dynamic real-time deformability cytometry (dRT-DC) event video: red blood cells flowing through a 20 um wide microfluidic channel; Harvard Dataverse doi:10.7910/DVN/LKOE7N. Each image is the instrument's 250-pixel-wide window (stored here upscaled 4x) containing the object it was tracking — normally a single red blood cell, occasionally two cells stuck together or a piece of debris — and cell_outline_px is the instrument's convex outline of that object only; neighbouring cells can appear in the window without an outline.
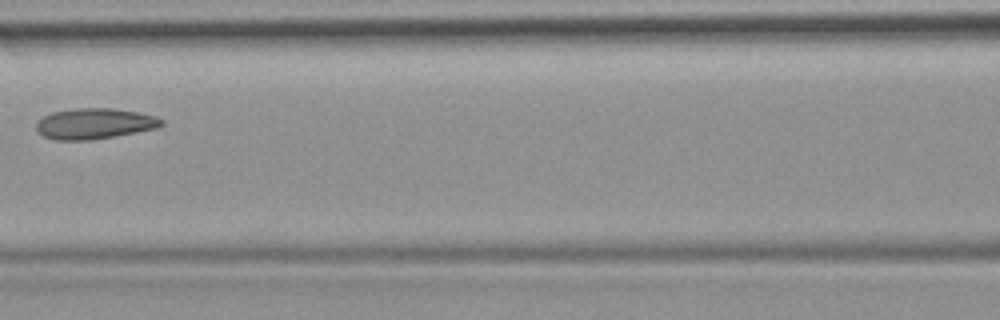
{"species": "common noctule bat (a hibernating species)", "species_latin": "Nyctalus noctula", "temperature_condition": "room temperature", "stored_images_in_passage": 6, "camera_frame_rate_fps": 3000, "um_per_image_px": 0.085, "animal": {"sex": "female", "body_mass_g": 19.9}, "frame": {"image": 1, "passage_image": 5, "time_ms": 4.667, "image_size_px": [1000, 320], "cell_outline_px": [[164, 124], [156, 128], [136, 132], [88, 140], [56, 140], [44, 136], [36, 132], [36, 120], [52, 112], [72, 108], [112, 108], [136, 112], [156, 116], [164, 120]], "centroid_in_image_um": [7.99, 10.5], "position_along_channel_um": 158.6, "area_um2": 22.43}}
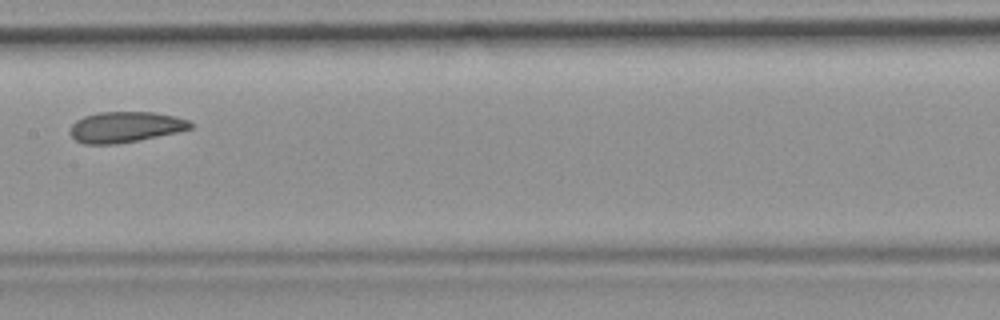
{"frame": {"image": 2, "passage_image": 6, "time_ms": 5.667, "image_size_px": [1000, 320], "cell_outline_px": [[196, 124], [192, 128], [176, 132], [136, 140], [112, 144], [84, 144], [76, 140], [68, 132], [72, 124], [76, 120], [84, 116], [100, 112], [152, 112], [176, 116], [188, 120]], "centroid_in_image_um": [10.65, 10.78], "position_along_channel_um": 196.8, "area_um2": 21.44}}